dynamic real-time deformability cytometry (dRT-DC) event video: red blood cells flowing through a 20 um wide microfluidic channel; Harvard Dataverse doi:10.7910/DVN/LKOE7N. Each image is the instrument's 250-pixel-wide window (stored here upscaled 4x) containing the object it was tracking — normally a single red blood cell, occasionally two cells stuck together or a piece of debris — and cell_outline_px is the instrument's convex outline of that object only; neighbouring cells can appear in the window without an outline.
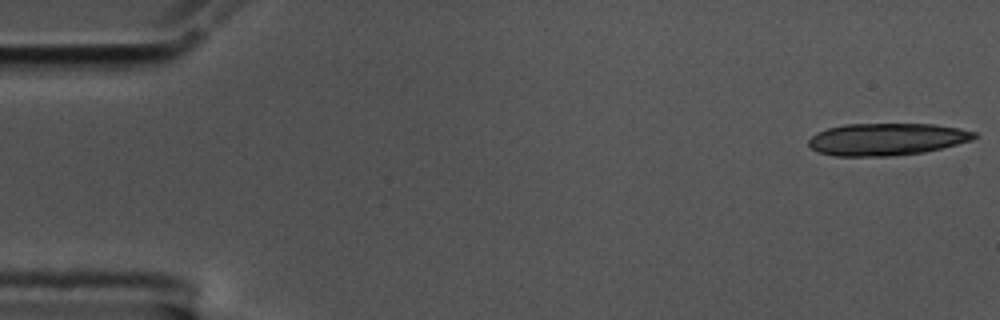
{"species": "common noctule bat (a hibernating species)", "species_latin": "Nyctalus noctula", "temperature_condition": "cold", "stored_images_in_passage": 5, "camera_frame_rate_fps": 3000, "um_per_image_px": 0.085, "animal": {"sex": "male", "body_mass_g": 17.5, "forearm_length_mm": 52.3}, "frame": {"image": 1, "passage_image": 1, "time_ms": 0.0, "image_size_px": [1000, 320], "cell_outline_px": [[980, 136], [972, 140], [924, 152], [892, 156], [836, 156], [820, 152], [812, 148], [808, 144], [808, 140], [812, 136], [828, 128], [844, 124], [936, 124], [960, 128], [976, 132]], "centroid_in_image_um": [75.42, 11.83], "position_along_channel_um": 9.6, "area_um2": 31.04}}